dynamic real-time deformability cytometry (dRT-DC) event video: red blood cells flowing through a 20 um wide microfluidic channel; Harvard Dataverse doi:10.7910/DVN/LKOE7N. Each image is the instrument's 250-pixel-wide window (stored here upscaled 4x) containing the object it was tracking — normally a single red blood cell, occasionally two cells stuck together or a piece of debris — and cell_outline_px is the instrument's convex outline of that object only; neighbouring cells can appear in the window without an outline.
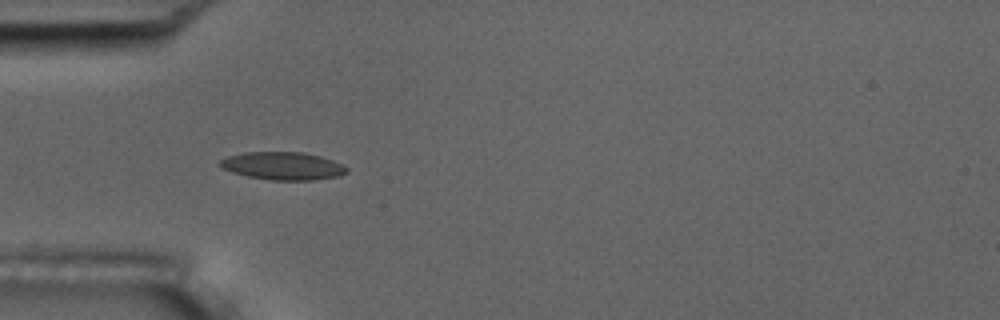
{"species": "common noctule bat (a hibernating species)", "species_latin": "Nyctalus noctula", "temperature_condition": "room temperature", "stored_images_in_passage": 10, "camera_frame_rate_fps": 3000, "um_per_image_px": 0.085, "animal": {"sex": "male", "body_mass_g": 17.5, "forearm_length_mm": 52.3}, "frame": {"image": 1, "passage_image": 4, "time_ms": 3.333, "image_size_px": [1000, 320], "cell_outline_px": [[348, 172], [340, 176], [312, 180], [272, 180], [248, 176], [232, 172], [220, 168], [216, 164], [220, 160], [228, 156], [244, 152], [304, 152], [320, 156], [332, 160], [348, 168]], "centroid_in_image_um": [24.01, 14.1], "position_along_channel_um": 61.0, "area_um2": 20.63}}
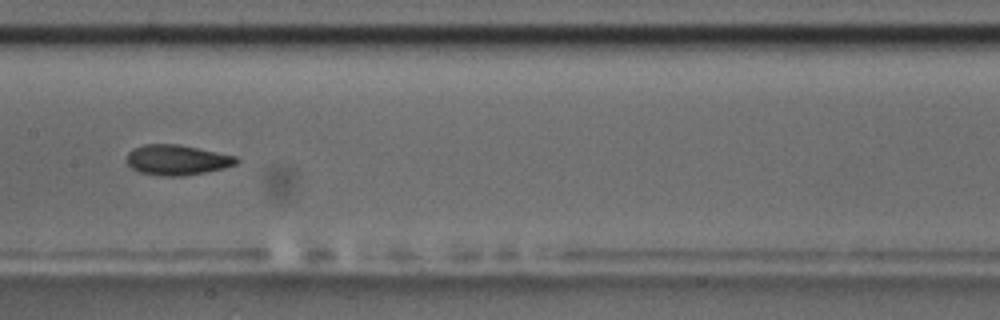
{"frame": {"image": 2, "passage_image": 7, "time_ms": 7.0, "image_size_px": [1000, 320], "cell_outline_px": [[240, 160], [236, 164], [224, 168], [184, 176], [160, 176], [140, 172], [132, 168], [124, 160], [128, 152], [132, 148], [144, 144], [180, 144], [236, 156]], "centroid_in_image_um": [15.01, 13.59], "position_along_channel_um": 192.4, "area_um2": 19.54}}